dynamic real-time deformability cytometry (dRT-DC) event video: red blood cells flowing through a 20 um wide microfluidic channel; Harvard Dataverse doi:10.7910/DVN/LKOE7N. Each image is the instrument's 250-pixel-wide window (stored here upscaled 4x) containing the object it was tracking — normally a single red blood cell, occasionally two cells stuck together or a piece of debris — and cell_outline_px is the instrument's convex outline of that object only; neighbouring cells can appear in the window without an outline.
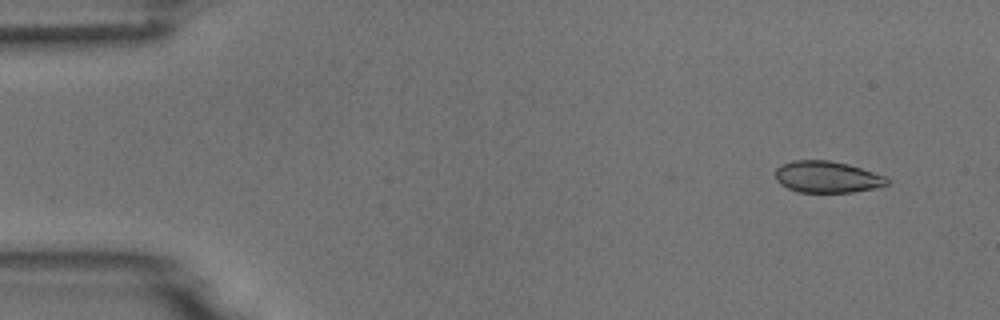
{"species": "common noctule bat (a hibernating species)", "species_latin": "Nyctalus noctula", "temperature_condition": "room temperature", "stored_images_in_passage": 4, "camera_frame_rate_fps": 3000, "um_per_image_px": 0.085, "animal": {"sex": "male", "body_mass_g": 18.8}, "frame": {"image": 1, "passage_image": 1, "time_ms": 0.0, "image_size_px": [1000, 320], "cell_outline_px": [[888, 184], [872, 188], [852, 192], [800, 192], [788, 188], [780, 184], [776, 180], [776, 168], [780, 164], [792, 160], [828, 160], [848, 164], [884, 176], [888, 180]], "centroid_in_image_um": [70.24, 15.03], "position_along_channel_um": 14.8, "area_um2": 20.35}}
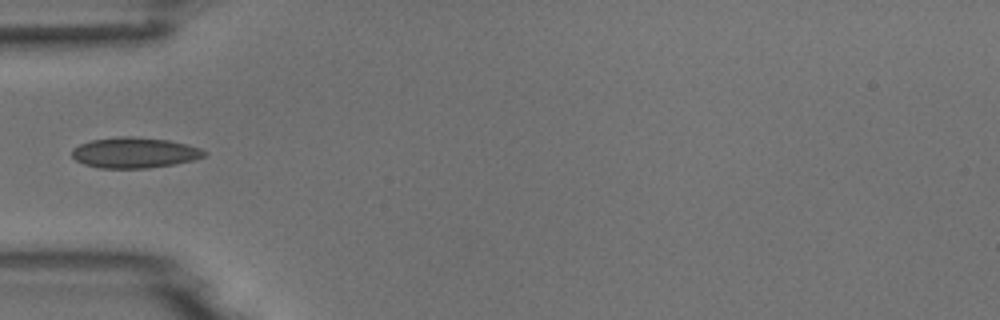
{"frame": {"image": 2, "passage_image": 4, "time_ms": 4.333, "image_size_px": [1000, 320], "cell_outline_px": [[208, 152], [204, 156], [192, 160], [176, 164], [148, 168], [100, 168], [84, 164], [76, 160], [72, 156], [72, 148], [80, 144], [92, 140], [120, 136], [132, 136], [168, 140], [188, 144], [200, 148]], "centroid_in_image_um": [11.44, 12.98], "position_along_channel_um": 73.6, "area_um2": 23.64}}